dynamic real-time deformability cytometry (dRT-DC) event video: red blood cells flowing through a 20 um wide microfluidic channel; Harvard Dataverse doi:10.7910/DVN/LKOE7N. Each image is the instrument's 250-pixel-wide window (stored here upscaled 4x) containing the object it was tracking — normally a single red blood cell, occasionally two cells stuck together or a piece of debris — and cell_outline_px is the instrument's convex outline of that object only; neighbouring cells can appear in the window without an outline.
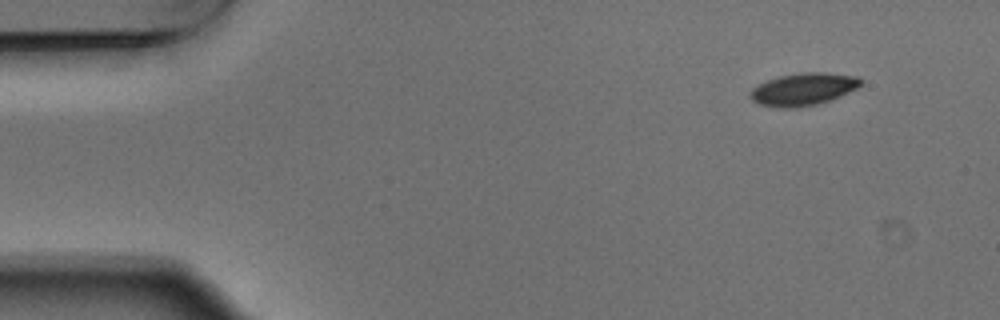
{"species": "Egyptian fruit bat (a non-hibernating species)", "species_latin": "Rousettus aegyptiacus", "temperature_condition": "warm", "stored_images_in_passage": 3, "camera_frame_rate_fps": 3000, "um_per_image_px": 0.085, "animal": {"sex": "male"}, "frame": {"image": 1, "passage_image": 1, "time_ms": 0.0, "image_size_px": [1000, 320], "cell_outline_px": [[860, 84], [856, 88], [840, 96], [816, 104], [796, 108], [776, 108], [760, 104], [752, 100], [748, 96], [752, 88], [768, 80], [780, 76], [804, 72], [820, 72], [856, 76], [860, 80]], "centroid_in_image_um": [68.22, 7.59], "position_along_channel_um": 16.8, "area_um2": 20.58}}
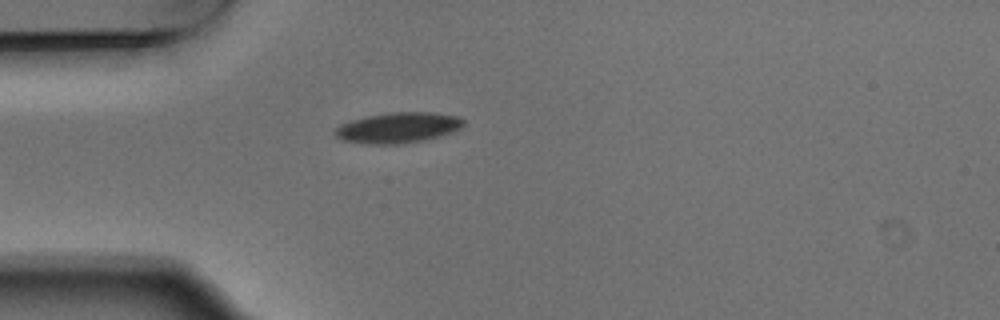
{"frame": {"image": 2, "passage_image": 3, "time_ms": 0.667, "image_size_px": [1000, 320], "cell_outline_px": [[464, 124], [460, 128], [452, 132], [440, 136], [424, 140], [400, 144], [368, 144], [344, 140], [336, 136], [336, 128], [340, 124], [352, 120], [368, 116], [392, 112], [432, 112], [460, 116], [464, 120]], "centroid_in_image_um": [33.88, 10.85], "position_along_channel_um": 51.1, "area_um2": 22.77}}